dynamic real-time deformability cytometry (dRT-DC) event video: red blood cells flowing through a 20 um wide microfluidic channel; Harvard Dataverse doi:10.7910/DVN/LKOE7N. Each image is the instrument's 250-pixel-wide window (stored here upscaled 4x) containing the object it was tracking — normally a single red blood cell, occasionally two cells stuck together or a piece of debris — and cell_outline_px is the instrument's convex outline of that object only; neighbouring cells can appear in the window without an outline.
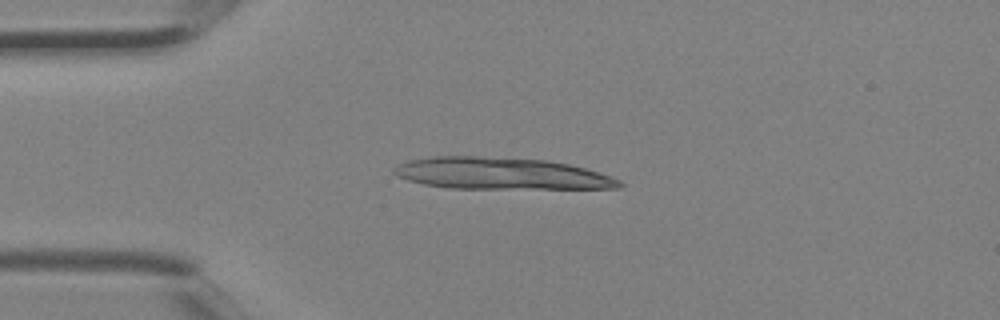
{"species": "Egyptian fruit bat (a non-hibernating species)", "species_latin": "Rousettus aegyptiacus", "temperature_condition": "room temperature", "stored_images_in_passage": 3, "camera_frame_rate_fps": 3000, "um_per_image_px": 0.085, "animal": {"sex": "female"}, "frame": {"image": 1, "passage_image": 3, "time_ms": 0.667, "image_size_px": [1000, 320], "cell_outline_px": [[624, 184], [620, 188], [452, 188], [424, 184], [408, 180], [396, 176], [392, 172], [392, 168], [408, 160], [432, 156], [476, 156], [548, 160], [568, 164], [584, 168], [620, 180]], "centroid_in_image_um": [42.53, 14.74], "position_along_channel_um": 42.5, "area_um2": 41.44}}